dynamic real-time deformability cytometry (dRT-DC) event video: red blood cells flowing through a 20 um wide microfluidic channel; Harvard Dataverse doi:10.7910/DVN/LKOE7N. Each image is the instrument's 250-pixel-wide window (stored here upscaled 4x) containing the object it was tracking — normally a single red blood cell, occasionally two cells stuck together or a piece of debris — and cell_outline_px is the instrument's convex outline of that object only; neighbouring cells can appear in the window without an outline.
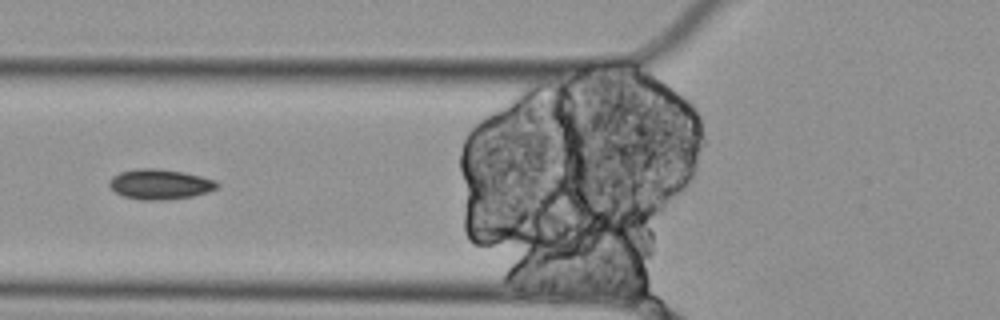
{"species": "Egyptian fruit bat (a non-hibernating species)", "species_latin": "Rousettus aegyptiacus", "temperature_condition": "cold", "stored_images_in_passage": 6, "segment_of_instrument_passage": [2, 2], "camera_frame_rate_fps": 3000, "um_per_image_px": 0.085, "animal": {"sex": "female"}, "frame": {"image": 1, "passage_image": 3, "time_ms": 0.667, "image_size_px": [1000, 320], "cell_outline_px": [[220, 184], [216, 188], [208, 192], [192, 196], [160, 200], [140, 200], [124, 196], [116, 192], [108, 184], [108, 180], [112, 176], [120, 172], [136, 168], [160, 168], [184, 172], [216, 180]], "centroid_in_image_um": [13.58, 15.64], "position_along_channel_um": 112.2, "area_um2": 19.02}}
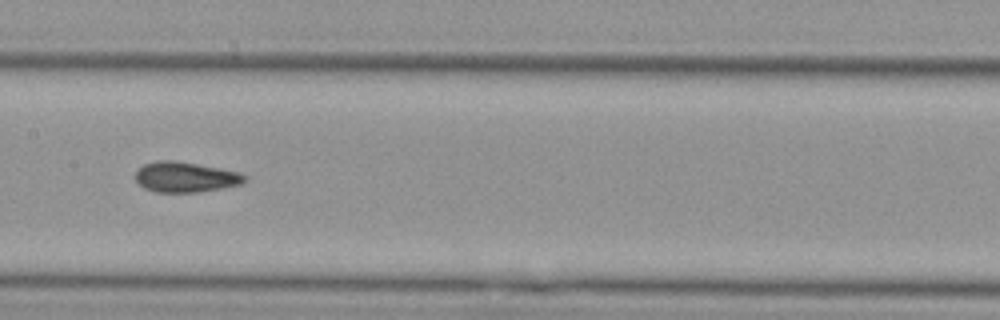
{"frame": {"image": 2, "passage_image": 5, "time_ms": 1.333, "image_size_px": [1000, 320], "cell_outline_px": [[248, 180], [240, 184], [200, 192], [156, 192], [144, 188], [136, 180], [136, 172], [144, 164], [156, 160], [172, 160], [220, 168], [236, 172], [248, 176]], "centroid_in_image_um": [15.76, 15.05], "position_along_channel_um": 191.6, "area_um2": 19.13}}
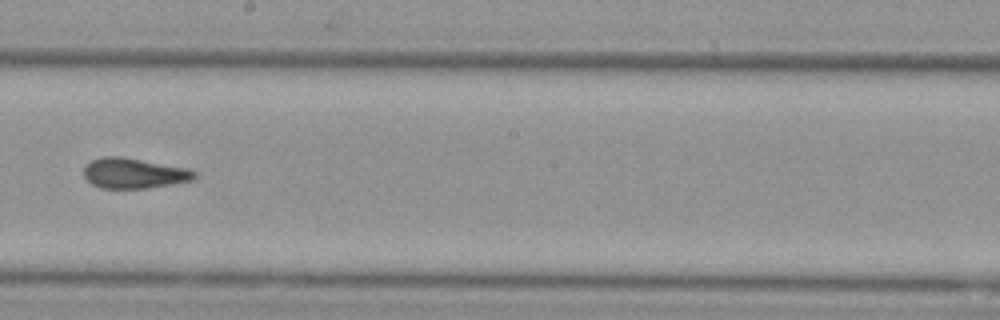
{"frame": {"image": 3, "passage_image": 6, "time_ms": 1.667, "image_size_px": [1000, 320], "cell_outline_px": [[196, 180], [172, 184], [144, 188], [100, 188], [92, 184], [84, 176], [84, 164], [100, 156], [120, 156], [188, 168], [196, 172]], "centroid_in_image_um": [11.38, 14.72], "position_along_channel_um": 236.8, "area_um2": 19.65}}